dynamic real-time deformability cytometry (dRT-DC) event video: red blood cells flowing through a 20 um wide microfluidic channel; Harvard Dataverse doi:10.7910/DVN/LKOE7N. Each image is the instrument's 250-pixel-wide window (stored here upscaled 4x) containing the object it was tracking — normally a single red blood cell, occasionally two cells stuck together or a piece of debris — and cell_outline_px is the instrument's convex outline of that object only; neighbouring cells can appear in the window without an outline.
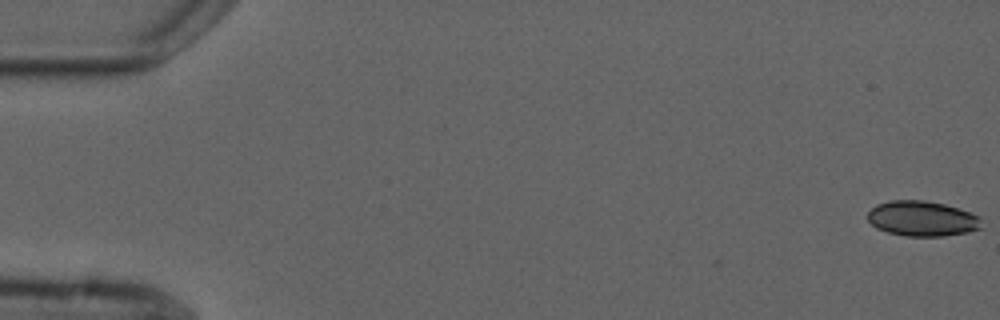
{"species": "common noctule bat (a hibernating species)", "species_latin": "Nyctalus noctula", "temperature_condition": "cold", "stored_images_in_passage": 2, "camera_frame_rate_fps": 3000, "um_per_image_px": 0.085, "animal": {"sex": "male", "forearm_length_mm": 52.5}, "frame": {"image": 1, "passage_image": 1, "time_ms": 0.0, "image_size_px": [1000, 320], "cell_outline_px": [[980, 228], [968, 232], [944, 236], [904, 236], [888, 232], [876, 228], [868, 220], [868, 212], [876, 204], [892, 200], [924, 200], [944, 204], [980, 216]], "centroid_in_image_um": [78.35, 18.58], "position_along_channel_um": 6.6, "area_um2": 23.24}}